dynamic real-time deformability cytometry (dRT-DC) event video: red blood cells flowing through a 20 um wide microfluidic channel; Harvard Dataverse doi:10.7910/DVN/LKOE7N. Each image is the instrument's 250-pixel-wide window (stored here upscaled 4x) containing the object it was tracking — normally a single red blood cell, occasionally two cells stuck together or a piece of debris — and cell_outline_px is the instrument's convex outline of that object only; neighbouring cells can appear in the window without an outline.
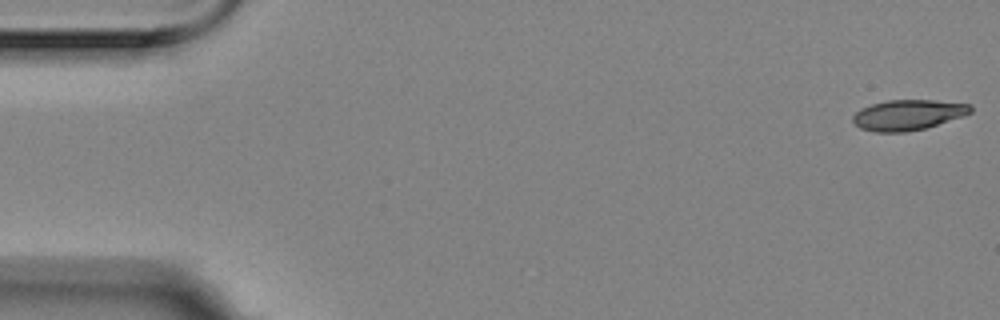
{"species": "Egyptian fruit bat (a non-hibernating species)", "species_latin": "Rousettus aegyptiacus", "temperature_condition": "room temperature", "stored_images_in_passage": 10, "camera_frame_rate_fps": 3000, "um_per_image_px": 0.085, "animal": {"sex": "female"}, "frame": {"image": 1, "passage_image": 1, "time_ms": 0.0, "image_size_px": [1000, 320], "cell_outline_px": [[972, 112], [964, 116], [924, 128], [904, 132], [876, 132], [860, 128], [852, 120], [852, 116], [860, 108], [872, 104], [888, 100], [932, 100], [972, 104]], "centroid_in_image_um": [77.18, 9.76], "position_along_channel_um": 7.8, "area_um2": 20.81}}